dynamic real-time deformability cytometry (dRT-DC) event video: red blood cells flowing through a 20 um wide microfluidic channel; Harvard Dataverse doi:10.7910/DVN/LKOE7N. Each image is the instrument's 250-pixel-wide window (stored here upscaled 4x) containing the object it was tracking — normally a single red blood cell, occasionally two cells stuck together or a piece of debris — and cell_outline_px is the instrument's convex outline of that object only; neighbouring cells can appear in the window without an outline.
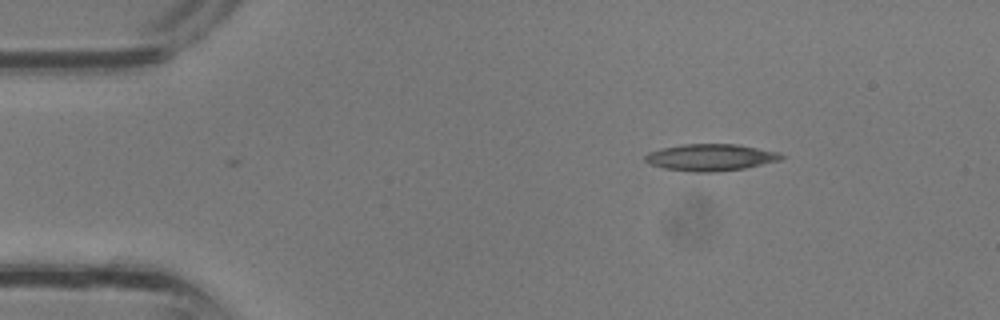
{"species": "common noctule bat (a hibernating species)", "species_latin": "Nyctalus noctula", "temperature_condition": "room temperature", "stored_images_in_passage": 2, "camera_frame_rate_fps": 3000, "um_per_image_px": 0.085, "animal": {"sex": "male", "body_mass_g": 13.3}, "frame": {"image": 1, "passage_image": 2, "time_ms": 0.333, "image_size_px": [1000, 320], "cell_outline_px": [[784, 156], [780, 160], [744, 168], [716, 172], [692, 172], [664, 168], [648, 164], [644, 160], [644, 156], [648, 152], [660, 148], [684, 144], [736, 144], [780, 152]], "centroid_in_image_um": [60.36, 13.38], "position_along_channel_um": 24.6, "area_um2": 21.33}}